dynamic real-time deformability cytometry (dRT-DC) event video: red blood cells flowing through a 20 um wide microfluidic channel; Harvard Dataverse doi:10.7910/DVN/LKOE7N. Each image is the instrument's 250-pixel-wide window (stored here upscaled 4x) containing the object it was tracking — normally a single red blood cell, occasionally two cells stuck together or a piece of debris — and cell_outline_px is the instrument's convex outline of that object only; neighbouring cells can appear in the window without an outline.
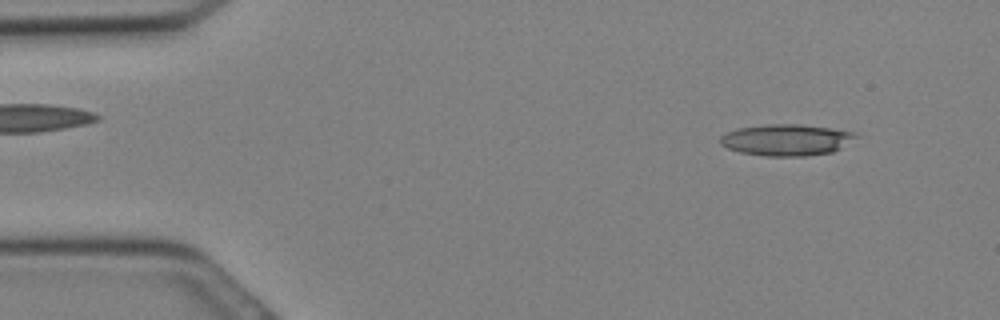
{"species": "Egyptian fruit bat (a non-hibernating species)", "species_latin": "Rousettus aegyptiacus", "temperature_condition": "cold", "stored_images_in_passage": 20, "camera_frame_rate_fps": 3000, "um_per_image_px": 0.085, "animal": {"sex": "female"}, "frame": {"image": 1, "passage_image": 3, "time_ms": 0.667, "image_size_px": [1000, 320], "cell_outline_px": [[860, 136], [840, 148], [832, 152], [808, 156], [764, 156], [740, 152], [728, 148], [720, 144], [720, 136], [736, 128], [764, 124], [800, 124], [856, 132]], "centroid_in_image_um": [66.85, 11.89], "position_along_channel_um": 18.2, "area_um2": 24.97}}
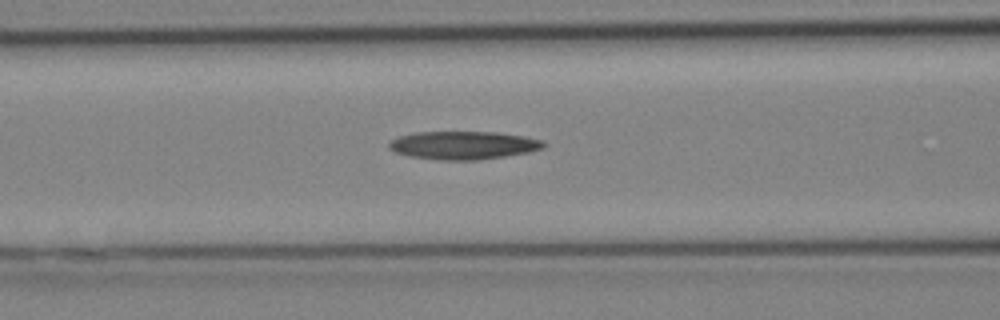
{"frame": {"image": 2, "passage_image": 12, "time_ms": 3.667, "image_size_px": [1000, 320], "cell_outline_px": [[548, 144], [544, 148], [528, 152], [504, 156], [476, 160], [440, 160], [408, 156], [396, 152], [388, 148], [388, 144], [392, 140], [400, 136], [416, 132], [496, 132], [524, 136], [544, 140]], "centroid_in_image_um": [39.42, 12.34], "position_along_channel_um": 127.2, "area_um2": 25.37}}
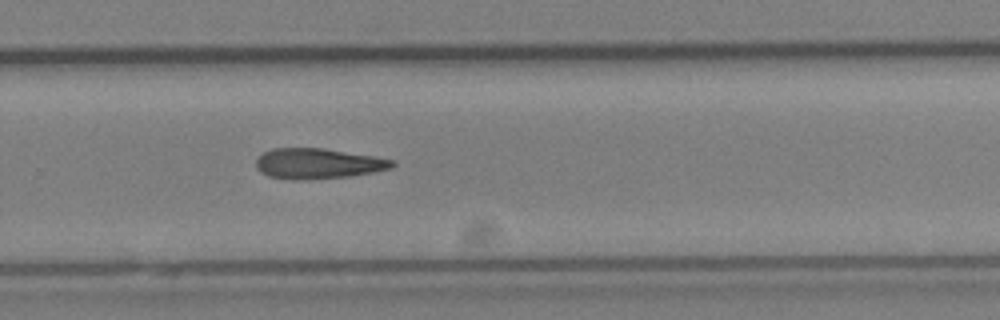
{"frame": {"image": 3, "passage_image": 20, "time_ms": 6.333, "image_size_px": [1000, 320], "cell_outline_px": [[396, 164], [392, 168], [372, 172], [348, 176], [300, 180], [292, 180], [268, 176], [260, 172], [256, 168], [256, 160], [264, 152], [272, 148], [324, 148], [396, 160]], "centroid_in_image_um": [27.01, 13.9], "position_along_channel_um": 302.8, "area_um2": 24.1}}